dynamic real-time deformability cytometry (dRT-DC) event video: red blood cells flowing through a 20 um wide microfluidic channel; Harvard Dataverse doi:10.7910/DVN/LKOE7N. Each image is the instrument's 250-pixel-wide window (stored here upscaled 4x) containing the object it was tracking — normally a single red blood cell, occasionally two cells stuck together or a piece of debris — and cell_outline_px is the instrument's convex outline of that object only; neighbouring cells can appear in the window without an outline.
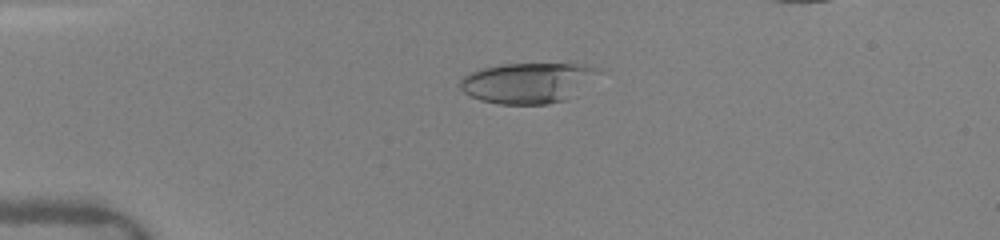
{"species": "human", "species_latin": "Homo sapiens", "temperature_condition": "warm", "stored_images_in_passage": 79, "camera_frame_rate_fps": 3000, "um_per_image_px": 0.085, "donor": {"sex": "female"}, "frame": {"image": 1, "passage_image": 12, "time_ms": 2.0, "image_size_px": [1000, 240], "cell_outline_px": [[608, 68], [604, 72], [564, 100], [548, 104], [500, 104], [480, 100], [464, 92], [460, 88], [460, 80], [464, 76], [480, 68], [504, 64], [584, 64]], "centroid_in_image_um": [44.92, 7.02], "position_along_channel_um": 40.1, "area_um2": 32.71}}
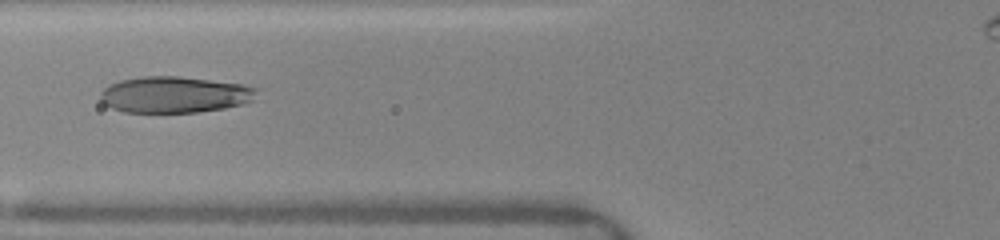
{"frame": {"image": 2, "passage_image": 26, "time_ms": 4.667, "image_size_px": [1000, 240], "cell_outline_px": [[256, 88], [252, 100], [240, 104], [224, 108], [196, 112], [124, 112], [112, 108], [104, 104], [100, 100], [100, 92], [108, 84], [120, 80], [144, 76], [176, 76], [244, 84]], "centroid_in_image_um": [14.77, 8.04], "position_along_channel_um": 111.0, "area_um2": 32.89}}
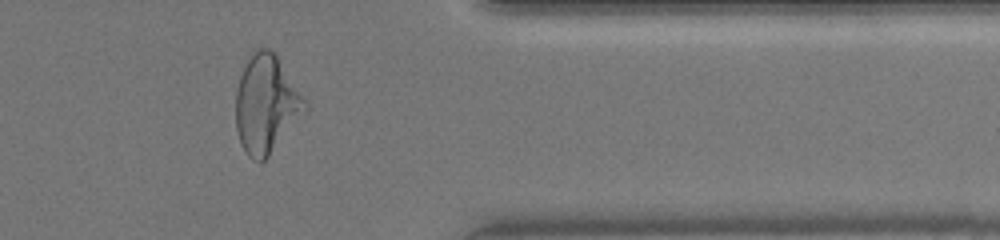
{"frame": {"image": 3, "passage_image": 67, "time_ms": 11.667, "image_size_px": [1000, 240], "cell_outline_px": [[308, 108], [268, 156], [260, 164], [252, 160], [248, 156], [240, 144], [236, 128], [236, 92], [240, 76], [248, 52], [252, 48], [268, 48], [276, 52], [308, 104]], "centroid_in_image_um": [22.6, 8.8], "position_along_channel_um": 388.8, "area_um2": 39.88}}